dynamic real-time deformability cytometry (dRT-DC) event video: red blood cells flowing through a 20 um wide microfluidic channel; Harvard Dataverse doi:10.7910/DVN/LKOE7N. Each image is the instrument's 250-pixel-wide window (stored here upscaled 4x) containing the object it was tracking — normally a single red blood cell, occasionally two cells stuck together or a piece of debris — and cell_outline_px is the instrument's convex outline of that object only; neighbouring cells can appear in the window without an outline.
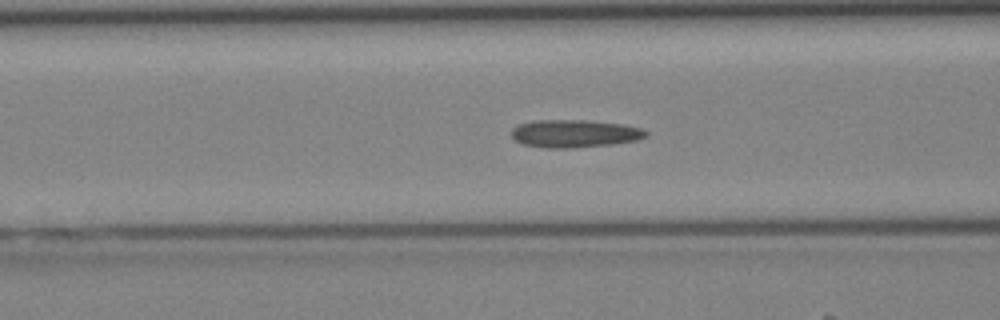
{"species": "Egyptian fruit bat (a non-hibernating species)", "species_latin": "Rousettus aegyptiacus", "temperature_condition": "cold", "stored_images_in_passage": 39, "camera_frame_rate_fps": 3000, "um_per_image_px": 0.085, "animal": {"sex": "female"}, "frame": {"image": 1, "passage_image": 15, "time_ms": 4.667, "image_size_px": [1000, 320], "cell_outline_px": [[648, 136], [636, 140], [612, 144], [572, 148], [548, 148], [524, 144], [516, 140], [512, 136], [512, 128], [516, 124], [536, 120], [584, 120], [624, 124], [640, 128], [648, 132]], "centroid_in_image_um": [48.84, 11.34], "position_along_channel_um": 117.8, "area_um2": 21.73}}
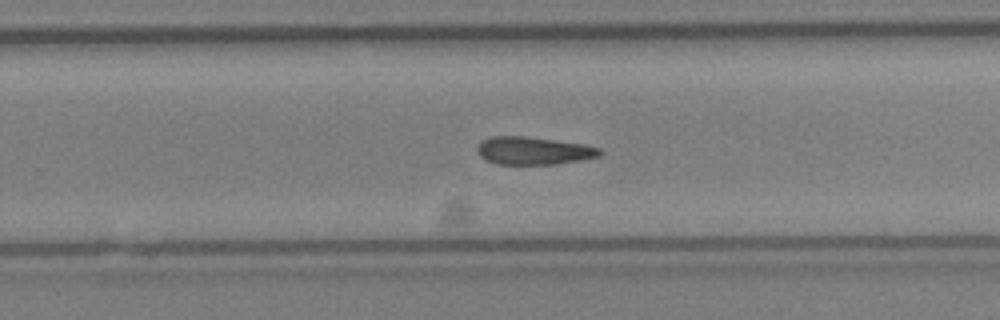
{"frame": {"image": 2, "passage_image": 25, "time_ms": 8.0, "image_size_px": [1000, 320], "cell_outline_px": [[604, 152], [600, 156], [580, 160], [556, 164], [496, 164], [484, 160], [480, 156], [476, 148], [480, 140], [492, 136], [524, 136], [584, 144], [600, 148]], "centroid_in_image_um": [45.32, 12.81], "position_along_channel_um": 284.5, "area_um2": 20.0}}
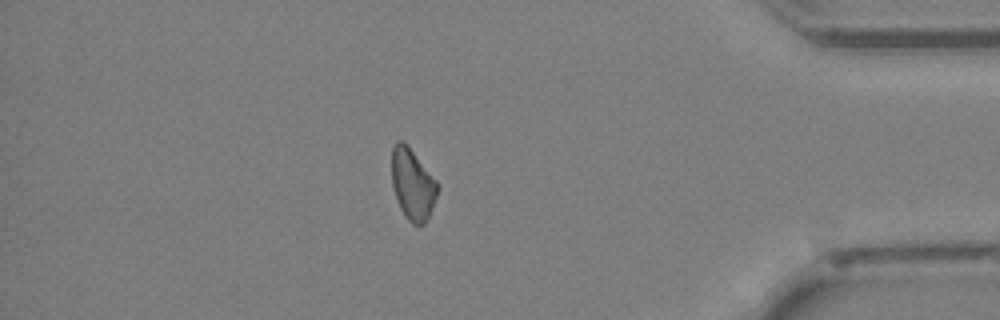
{"frame": {"image": 3, "passage_image": 34, "time_ms": 11.0, "image_size_px": [1000, 320], "cell_outline_px": [[440, 188], [428, 216], [424, 224], [412, 224], [408, 220], [400, 208], [392, 184], [392, 144], [396, 140], [404, 140], [436, 180]], "centroid_in_image_um": [35.06, 15.61], "position_along_channel_um": 400.1, "area_um2": 18.9}}